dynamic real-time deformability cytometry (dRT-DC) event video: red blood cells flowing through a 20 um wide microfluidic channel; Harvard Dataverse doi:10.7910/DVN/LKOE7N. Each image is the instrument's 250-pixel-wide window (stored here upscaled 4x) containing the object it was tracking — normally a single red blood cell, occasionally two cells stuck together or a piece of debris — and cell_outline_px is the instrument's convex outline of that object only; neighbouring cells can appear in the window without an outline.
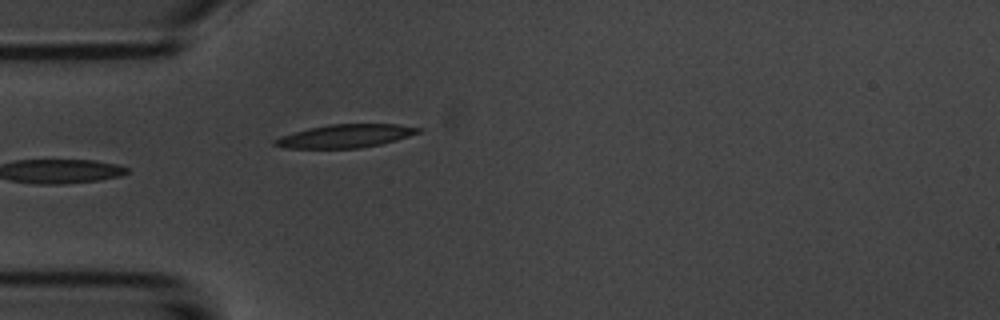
{"species": "common noctule bat (a hibernating species)", "species_latin": "Nyctalus noctula", "temperature_condition": "room temperature", "stored_images_in_passage": 5, "camera_frame_rate_fps": 3000, "um_per_image_px": 0.085, "animal": {"sex": "male", "body_mass_g": 20.1, "forearm_length_mm": 53.5}, "frame": {"image": 1, "passage_image": 5, "time_ms": 5.667, "image_size_px": [1000, 320], "cell_outline_px": [[424, 128], [420, 132], [396, 140], [380, 144], [360, 148], [284, 148], [272, 144], [272, 140], [280, 136], [308, 128], [328, 124], [396, 124]], "centroid_in_image_um": [29.33, 11.56], "position_along_channel_um": 55.7, "area_um2": 19.48}}